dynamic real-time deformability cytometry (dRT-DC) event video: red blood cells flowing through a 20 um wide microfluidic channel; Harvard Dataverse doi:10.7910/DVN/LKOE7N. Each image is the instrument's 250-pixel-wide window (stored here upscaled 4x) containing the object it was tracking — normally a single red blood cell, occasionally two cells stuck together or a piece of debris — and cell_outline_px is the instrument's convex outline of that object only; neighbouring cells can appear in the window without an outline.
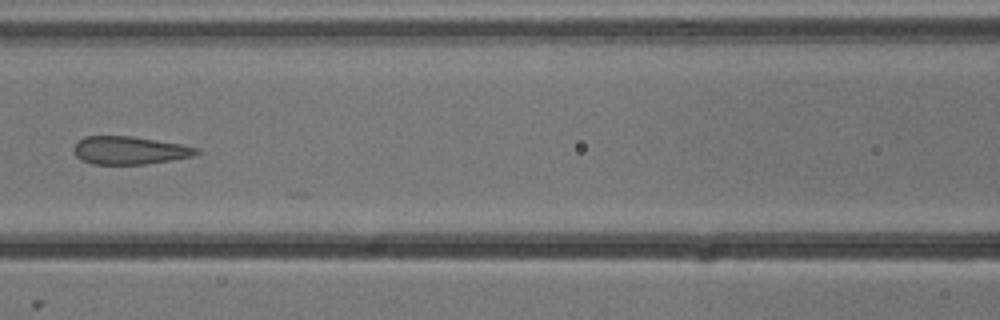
{"species": "common noctule bat (a hibernating species)", "species_latin": "Nyctalus noctula", "temperature_condition": "cold", "stored_images_in_passage": 8, "camera_frame_rate_fps": 3000, "um_per_image_px": 0.085, "animal": {"sex": "male", "body_mass_g": 13.3}, "frame": {"image": 1, "passage_image": 6, "time_ms": 1.667, "image_size_px": [1000, 320], "cell_outline_px": [[200, 152], [192, 156], [172, 160], [144, 164], [92, 164], [76, 156], [72, 148], [84, 136], [132, 136], [180, 144], [200, 148]], "centroid_in_image_um": [11.02, 12.78], "position_along_channel_um": 155.6, "area_um2": 19.88}}
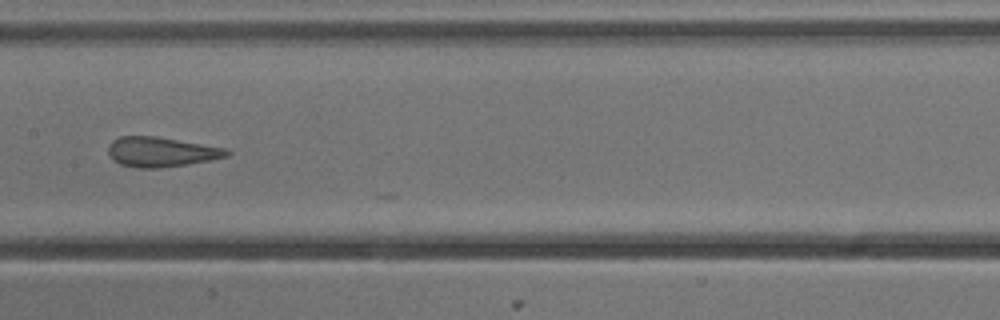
{"frame": {"image": 2, "passage_image": 7, "time_ms": 2.0, "image_size_px": [1000, 320], "cell_outline_px": [[232, 152], [228, 156], [188, 164], [160, 168], [136, 168], [120, 164], [112, 160], [108, 152], [108, 144], [112, 140], [120, 136], [156, 136], [224, 148]], "centroid_in_image_um": [13.64, 12.91], "position_along_channel_um": 193.8, "area_um2": 20.58}}